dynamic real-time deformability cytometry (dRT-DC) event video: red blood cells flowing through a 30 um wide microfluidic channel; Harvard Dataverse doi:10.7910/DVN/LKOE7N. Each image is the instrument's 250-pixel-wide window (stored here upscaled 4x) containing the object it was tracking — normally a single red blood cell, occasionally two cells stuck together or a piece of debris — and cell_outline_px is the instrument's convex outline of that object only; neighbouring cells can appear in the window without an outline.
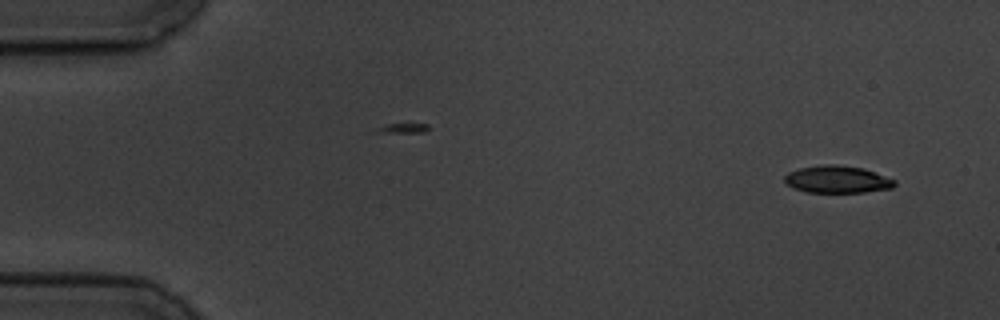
{"species": "common noctule bat (a hibernating species)", "species_latin": "Nyctalus noctula", "temperature_condition": "cold", "stored_images_in_passage": 6, "camera_frame_rate_fps": 3000, "um_per_image_px": 0.085, "animal": {"sex": "male", "body_mass_g": 19.5, "forearm_length_mm": 54.6}, "frame": {"image": 1, "passage_image": 1, "time_ms": 0.0, "image_size_px": [1000, 320], "cell_outline_px": [[896, 184], [892, 188], [864, 192], [808, 192], [792, 188], [784, 180], [784, 176], [788, 172], [800, 168], [824, 164], [836, 164], [864, 168], [896, 180]], "centroid_in_image_um": [71.17, 15.24], "position_along_channel_um": 13.8, "area_um2": 17.51}}
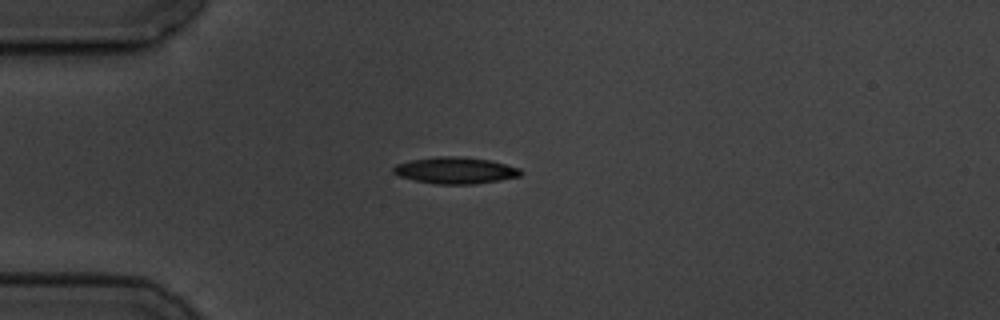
{"frame": {"image": 2, "passage_image": 4, "time_ms": 3.667, "image_size_px": [1000, 320], "cell_outline_px": [[524, 172], [520, 176], [500, 180], [472, 184], [436, 184], [416, 180], [400, 176], [392, 172], [392, 168], [396, 164], [412, 160], [440, 156], [460, 156], [492, 160], [520, 168]], "centroid_in_image_um": [38.74, 14.48], "position_along_channel_um": 46.3, "area_um2": 19.71}}
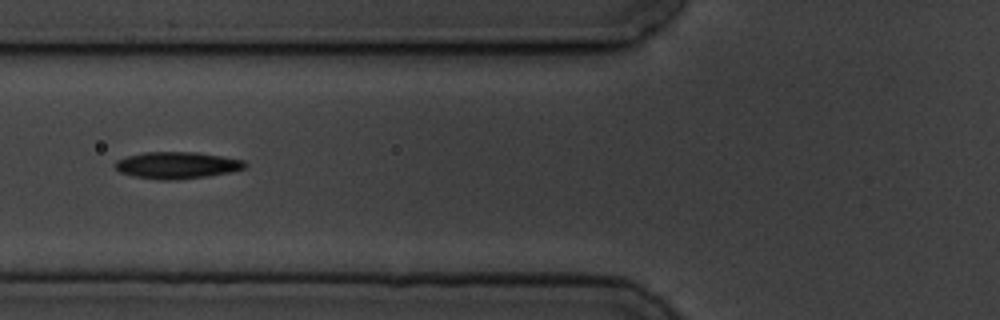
{"frame": {"image": 3, "passage_image": 6, "time_ms": 6.0, "image_size_px": [1000, 320], "cell_outline_px": [[248, 164], [244, 168], [232, 172], [208, 176], [176, 180], [160, 180], [136, 176], [120, 172], [116, 168], [116, 160], [128, 156], [144, 152], [196, 152], [244, 160]], "centroid_in_image_um": [15.08, 14.05], "position_along_channel_um": 110.7, "area_um2": 20.17}}